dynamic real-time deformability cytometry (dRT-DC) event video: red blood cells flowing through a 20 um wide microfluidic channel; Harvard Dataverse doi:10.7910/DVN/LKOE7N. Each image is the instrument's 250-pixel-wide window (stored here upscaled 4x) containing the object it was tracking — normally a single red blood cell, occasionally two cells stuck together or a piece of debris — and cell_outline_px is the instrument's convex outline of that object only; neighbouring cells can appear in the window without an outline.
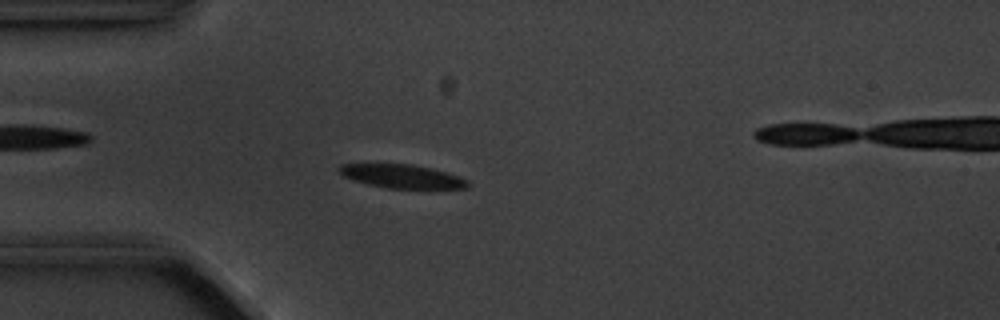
{"species": "common noctule bat (a hibernating species)", "species_latin": "Nyctalus noctula", "temperature_condition": "cold", "stored_images_in_passage": 6, "camera_frame_rate_fps": 3000, "um_per_image_px": 0.085, "animal": {"sex": "male", "body_mass_g": 20.1, "forearm_length_mm": 53.5}, "frame": {"image": 1, "passage_image": 5, "time_ms": 4.667, "image_size_px": [1000, 320], "cell_outline_px": [[472, 184], [468, 188], [384, 188], [352, 180], [344, 176], [336, 168], [340, 164], [412, 164], [432, 168], [448, 172], [468, 180]], "centroid_in_image_um": [34.19, 14.98], "position_along_channel_um": 50.8, "area_um2": 17.8}}